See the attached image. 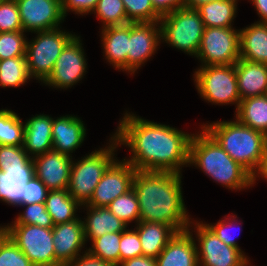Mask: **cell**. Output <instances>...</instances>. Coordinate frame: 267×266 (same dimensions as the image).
Returning a JSON list of instances; mask_svg holds the SVG:
<instances>
[{"label": "cell", "instance_id": "41", "mask_svg": "<svg viewBox=\"0 0 267 266\" xmlns=\"http://www.w3.org/2000/svg\"><path fill=\"white\" fill-rule=\"evenodd\" d=\"M0 266H34L25 254L8 237L0 246Z\"/></svg>", "mask_w": 267, "mask_h": 266}, {"label": "cell", "instance_id": "19", "mask_svg": "<svg viewBox=\"0 0 267 266\" xmlns=\"http://www.w3.org/2000/svg\"><path fill=\"white\" fill-rule=\"evenodd\" d=\"M34 173V163H14L5 170H0V201L9 206L23 205V187Z\"/></svg>", "mask_w": 267, "mask_h": 266}, {"label": "cell", "instance_id": "42", "mask_svg": "<svg viewBox=\"0 0 267 266\" xmlns=\"http://www.w3.org/2000/svg\"><path fill=\"white\" fill-rule=\"evenodd\" d=\"M32 158L23 146L0 145V170L5 171L10 164L29 163Z\"/></svg>", "mask_w": 267, "mask_h": 266}, {"label": "cell", "instance_id": "12", "mask_svg": "<svg viewBox=\"0 0 267 266\" xmlns=\"http://www.w3.org/2000/svg\"><path fill=\"white\" fill-rule=\"evenodd\" d=\"M81 37L76 35L58 56L49 77L43 82L52 89L67 90L87 74V59Z\"/></svg>", "mask_w": 267, "mask_h": 266}, {"label": "cell", "instance_id": "17", "mask_svg": "<svg viewBox=\"0 0 267 266\" xmlns=\"http://www.w3.org/2000/svg\"><path fill=\"white\" fill-rule=\"evenodd\" d=\"M32 160L35 176L49 191L67 189L73 158L52 149Z\"/></svg>", "mask_w": 267, "mask_h": 266}, {"label": "cell", "instance_id": "50", "mask_svg": "<svg viewBox=\"0 0 267 266\" xmlns=\"http://www.w3.org/2000/svg\"><path fill=\"white\" fill-rule=\"evenodd\" d=\"M215 0H184V7L189 9H197L201 5L207 4Z\"/></svg>", "mask_w": 267, "mask_h": 266}, {"label": "cell", "instance_id": "47", "mask_svg": "<svg viewBox=\"0 0 267 266\" xmlns=\"http://www.w3.org/2000/svg\"><path fill=\"white\" fill-rule=\"evenodd\" d=\"M262 178L263 180L267 181V143L265 146V150L263 153V156L260 160V163L257 167V169L255 170V172L252 174V186L254 187L256 181H258V179Z\"/></svg>", "mask_w": 267, "mask_h": 266}, {"label": "cell", "instance_id": "39", "mask_svg": "<svg viewBox=\"0 0 267 266\" xmlns=\"http://www.w3.org/2000/svg\"><path fill=\"white\" fill-rule=\"evenodd\" d=\"M23 31L15 0H0V33Z\"/></svg>", "mask_w": 267, "mask_h": 266}, {"label": "cell", "instance_id": "34", "mask_svg": "<svg viewBox=\"0 0 267 266\" xmlns=\"http://www.w3.org/2000/svg\"><path fill=\"white\" fill-rule=\"evenodd\" d=\"M91 14L102 22L101 28L130 23L122 0H99Z\"/></svg>", "mask_w": 267, "mask_h": 266}, {"label": "cell", "instance_id": "13", "mask_svg": "<svg viewBox=\"0 0 267 266\" xmlns=\"http://www.w3.org/2000/svg\"><path fill=\"white\" fill-rule=\"evenodd\" d=\"M160 44L161 30L159 21L129 23L127 73L134 75L157 53Z\"/></svg>", "mask_w": 267, "mask_h": 266}, {"label": "cell", "instance_id": "1", "mask_svg": "<svg viewBox=\"0 0 267 266\" xmlns=\"http://www.w3.org/2000/svg\"><path fill=\"white\" fill-rule=\"evenodd\" d=\"M112 135L119 146L130 149L124 160L137 171L182 173L183 167H189L191 132L126 111Z\"/></svg>", "mask_w": 267, "mask_h": 266}, {"label": "cell", "instance_id": "33", "mask_svg": "<svg viewBox=\"0 0 267 266\" xmlns=\"http://www.w3.org/2000/svg\"><path fill=\"white\" fill-rule=\"evenodd\" d=\"M107 208L128 226L131 222L135 223V225L140 222L138 198L133 188L127 193L118 196Z\"/></svg>", "mask_w": 267, "mask_h": 266}, {"label": "cell", "instance_id": "8", "mask_svg": "<svg viewBox=\"0 0 267 266\" xmlns=\"http://www.w3.org/2000/svg\"><path fill=\"white\" fill-rule=\"evenodd\" d=\"M193 80L200 97L212 105L240 104L235 64L200 66L194 71Z\"/></svg>", "mask_w": 267, "mask_h": 266}, {"label": "cell", "instance_id": "16", "mask_svg": "<svg viewBox=\"0 0 267 266\" xmlns=\"http://www.w3.org/2000/svg\"><path fill=\"white\" fill-rule=\"evenodd\" d=\"M52 232L55 266H64L87 253L84 225L81 217L68 223L54 225ZM83 248L86 250H83Z\"/></svg>", "mask_w": 267, "mask_h": 266}, {"label": "cell", "instance_id": "5", "mask_svg": "<svg viewBox=\"0 0 267 266\" xmlns=\"http://www.w3.org/2000/svg\"><path fill=\"white\" fill-rule=\"evenodd\" d=\"M105 147V148H104ZM73 160L67 190L81 205L86 204L108 167L117 159L118 140L111 135L106 146Z\"/></svg>", "mask_w": 267, "mask_h": 266}, {"label": "cell", "instance_id": "51", "mask_svg": "<svg viewBox=\"0 0 267 266\" xmlns=\"http://www.w3.org/2000/svg\"><path fill=\"white\" fill-rule=\"evenodd\" d=\"M9 237V224L1 225L0 224V246L5 242Z\"/></svg>", "mask_w": 267, "mask_h": 266}, {"label": "cell", "instance_id": "23", "mask_svg": "<svg viewBox=\"0 0 267 266\" xmlns=\"http://www.w3.org/2000/svg\"><path fill=\"white\" fill-rule=\"evenodd\" d=\"M235 71L241 100L267 94V64L239 58Z\"/></svg>", "mask_w": 267, "mask_h": 266}, {"label": "cell", "instance_id": "9", "mask_svg": "<svg viewBox=\"0 0 267 266\" xmlns=\"http://www.w3.org/2000/svg\"><path fill=\"white\" fill-rule=\"evenodd\" d=\"M187 230L195 235L199 266H250L244 251L226 245L205 222L193 220Z\"/></svg>", "mask_w": 267, "mask_h": 266}, {"label": "cell", "instance_id": "2", "mask_svg": "<svg viewBox=\"0 0 267 266\" xmlns=\"http://www.w3.org/2000/svg\"><path fill=\"white\" fill-rule=\"evenodd\" d=\"M182 173L136 171L132 188L140 210V221L159 222L177 232L188 229L193 219L188 215L182 191Z\"/></svg>", "mask_w": 267, "mask_h": 266}, {"label": "cell", "instance_id": "46", "mask_svg": "<svg viewBox=\"0 0 267 266\" xmlns=\"http://www.w3.org/2000/svg\"><path fill=\"white\" fill-rule=\"evenodd\" d=\"M64 266H112V265L102 261L101 259L92 257L88 253H85L77 257L74 261L66 263Z\"/></svg>", "mask_w": 267, "mask_h": 266}, {"label": "cell", "instance_id": "10", "mask_svg": "<svg viewBox=\"0 0 267 266\" xmlns=\"http://www.w3.org/2000/svg\"><path fill=\"white\" fill-rule=\"evenodd\" d=\"M196 58L200 66L235 64L240 58L239 30L205 27Z\"/></svg>", "mask_w": 267, "mask_h": 266}, {"label": "cell", "instance_id": "45", "mask_svg": "<svg viewBox=\"0 0 267 266\" xmlns=\"http://www.w3.org/2000/svg\"><path fill=\"white\" fill-rule=\"evenodd\" d=\"M155 10L161 15L184 7V0H151Z\"/></svg>", "mask_w": 267, "mask_h": 266}, {"label": "cell", "instance_id": "24", "mask_svg": "<svg viewBox=\"0 0 267 266\" xmlns=\"http://www.w3.org/2000/svg\"><path fill=\"white\" fill-rule=\"evenodd\" d=\"M86 218H82L86 243L106 233L123 232L128 225L116 217L107 207L82 205Z\"/></svg>", "mask_w": 267, "mask_h": 266}, {"label": "cell", "instance_id": "25", "mask_svg": "<svg viewBox=\"0 0 267 266\" xmlns=\"http://www.w3.org/2000/svg\"><path fill=\"white\" fill-rule=\"evenodd\" d=\"M240 58L253 63L267 64V23L254 22L239 29Z\"/></svg>", "mask_w": 267, "mask_h": 266}, {"label": "cell", "instance_id": "27", "mask_svg": "<svg viewBox=\"0 0 267 266\" xmlns=\"http://www.w3.org/2000/svg\"><path fill=\"white\" fill-rule=\"evenodd\" d=\"M44 203L54 225L68 223L78 219L79 215H77V212L82 207L69 194L67 189L48 191Z\"/></svg>", "mask_w": 267, "mask_h": 266}, {"label": "cell", "instance_id": "20", "mask_svg": "<svg viewBox=\"0 0 267 266\" xmlns=\"http://www.w3.org/2000/svg\"><path fill=\"white\" fill-rule=\"evenodd\" d=\"M156 266H199L194 236L188 230L177 232L156 257Z\"/></svg>", "mask_w": 267, "mask_h": 266}, {"label": "cell", "instance_id": "49", "mask_svg": "<svg viewBox=\"0 0 267 266\" xmlns=\"http://www.w3.org/2000/svg\"><path fill=\"white\" fill-rule=\"evenodd\" d=\"M256 9L260 20L257 22L267 23V0H249Z\"/></svg>", "mask_w": 267, "mask_h": 266}, {"label": "cell", "instance_id": "48", "mask_svg": "<svg viewBox=\"0 0 267 266\" xmlns=\"http://www.w3.org/2000/svg\"><path fill=\"white\" fill-rule=\"evenodd\" d=\"M119 266H156V258L147 256L135 257L121 262Z\"/></svg>", "mask_w": 267, "mask_h": 266}, {"label": "cell", "instance_id": "32", "mask_svg": "<svg viewBox=\"0 0 267 266\" xmlns=\"http://www.w3.org/2000/svg\"><path fill=\"white\" fill-rule=\"evenodd\" d=\"M24 122L11 109H0V145L23 146Z\"/></svg>", "mask_w": 267, "mask_h": 266}, {"label": "cell", "instance_id": "44", "mask_svg": "<svg viewBox=\"0 0 267 266\" xmlns=\"http://www.w3.org/2000/svg\"><path fill=\"white\" fill-rule=\"evenodd\" d=\"M99 0H61L62 12L64 17L67 16L68 12H74L75 15H89L91 14Z\"/></svg>", "mask_w": 267, "mask_h": 266}, {"label": "cell", "instance_id": "28", "mask_svg": "<svg viewBox=\"0 0 267 266\" xmlns=\"http://www.w3.org/2000/svg\"><path fill=\"white\" fill-rule=\"evenodd\" d=\"M235 118L267 137V94L240 101Z\"/></svg>", "mask_w": 267, "mask_h": 266}, {"label": "cell", "instance_id": "29", "mask_svg": "<svg viewBox=\"0 0 267 266\" xmlns=\"http://www.w3.org/2000/svg\"><path fill=\"white\" fill-rule=\"evenodd\" d=\"M239 0H215L201 5L196 10L205 27H233Z\"/></svg>", "mask_w": 267, "mask_h": 266}, {"label": "cell", "instance_id": "3", "mask_svg": "<svg viewBox=\"0 0 267 266\" xmlns=\"http://www.w3.org/2000/svg\"><path fill=\"white\" fill-rule=\"evenodd\" d=\"M189 144V167L204 172L217 184L229 190L252 188V175L233 160L218 142L201 126Z\"/></svg>", "mask_w": 267, "mask_h": 266}, {"label": "cell", "instance_id": "11", "mask_svg": "<svg viewBox=\"0 0 267 266\" xmlns=\"http://www.w3.org/2000/svg\"><path fill=\"white\" fill-rule=\"evenodd\" d=\"M9 237L34 266H55L52 228L9 224Z\"/></svg>", "mask_w": 267, "mask_h": 266}, {"label": "cell", "instance_id": "22", "mask_svg": "<svg viewBox=\"0 0 267 266\" xmlns=\"http://www.w3.org/2000/svg\"><path fill=\"white\" fill-rule=\"evenodd\" d=\"M103 57L113 68L127 73L129 23L101 28Z\"/></svg>", "mask_w": 267, "mask_h": 266}, {"label": "cell", "instance_id": "26", "mask_svg": "<svg viewBox=\"0 0 267 266\" xmlns=\"http://www.w3.org/2000/svg\"><path fill=\"white\" fill-rule=\"evenodd\" d=\"M134 228L138 232L143 256L156 258L177 231L164 223L140 221Z\"/></svg>", "mask_w": 267, "mask_h": 266}, {"label": "cell", "instance_id": "31", "mask_svg": "<svg viewBox=\"0 0 267 266\" xmlns=\"http://www.w3.org/2000/svg\"><path fill=\"white\" fill-rule=\"evenodd\" d=\"M121 240V232L106 233L101 237L93 239L91 247L87 248V253L95 258L101 259L112 266L120 264L119 244Z\"/></svg>", "mask_w": 267, "mask_h": 266}, {"label": "cell", "instance_id": "4", "mask_svg": "<svg viewBox=\"0 0 267 266\" xmlns=\"http://www.w3.org/2000/svg\"><path fill=\"white\" fill-rule=\"evenodd\" d=\"M238 164L251 175L263 156L267 137L254 129L233 121H215L201 125Z\"/></svg>", "mask_w": 267, "mask_h": 266}, {"label": "cell", "instance_id": "36", "mask_svg": "<svg viewBox=\"0 0 267 266\" xmlns=\"http://www.w3.org/2000/svg\"><path fill=\"white\" fill-rule=\"evenodd\" d=\"M130 23L155 22L161 15L155 10L151 0H122Z\"/></svg>", "mask_w": 267, "mask_h": 266}, {"label": "cell", "instance_id": "38", "mask_svg": "<svg viewBox=\"0 0 267 266\" xmlns=\"http://www.w3.org/2000/svg\"><path fill=\"white\" fill-rule=\"evenodd\" d=\"M238 220V216L236 214H229V215H225L223 218H221L218 222L216 223H205L215 234L216 236L223 241L226 245L231 246V247H235L239 250L242 251V249L240 248L238 242H236V237L233 236L234 233H230L231 229L234 228V226L240 227V231L242 230V223L241 221ZM241 223V224H240ZM241 226H240V225ZM236 228V229H237Z\"/></svg>", "mask_w": 267, "mask_h": 266}, {"label": "cell", "instance_id": "7", "mask_svg": "<svg viewBox=\"0 0 267 266\" xmlns=\"http://www.w3.org/2000/svg\"><path fill=\"white\" fill-rule=\"evenodd\" d=\"M62 27L34 32L36 36L27 40L26 61L29 75L41 84L51 74L55 62L65 46L76 36Z\"/></svg>", "mask_w": 267, "mask_h": 266}, {"label": "cell", "instance_id": "40", "mask_svg": "<svg viewBox=\"0 0 267 266\" xmlns=\"http://www.w3.org/2000/svg\"><path fill=\"white\" fill-rule=\"evenodd\" d=\"M119 250L120 263L127 259L143 256L141 242L135 228L129 229L127 227L121 232Z\"/></svg>", "mask_w": 267, "mask_h": 266}, {"label": "cell", "instance_id": "43", "mask_svg": "<svg viewBox=\"0 0 267 266\" xmlns=\"http://www.w3.org/2000/svg\"><path fill=\"white\" fill-rule=\"evenodd\" d=\"M23 205L45 202L48 189L35 175L23 187Z\"/></svg>", "mask_w": 267, "mask_h": 266}, {"label": "cell", "instance_id": "14", "mask_svg": "<svg viewBox=\"0 0 267 266\" xmlns=\"http://www.w3.org/2000/svg\"><path fill=\"white\" fill-rule=\"evenodd\" d=\"M136 169L124 159H116L104 172L90 200L92 207H107L118 196L132 189Z\"/></svg>", "mask_w": 267, "mask_h": 266}, {"label": "cell", "instance_id": "30", "mask_svg": "<svg viewBox=\"0 0 267 266\" xmlns=\"http://www.w3.org/2000/svg\"><path fill=\"white\" fill-rule=\"evenodd\" d=\"M29 75L26 57H13L0 60V86L18 88L28 83Z\"/></svg>", "mask_w": 267, "mask_h": 266}, {"label": "cell", "instance_id": "6", "mask_svg": "<svg viewBox=\"0 0 267 266\" xmlns=\"http://www.w3.org/2000/svg\"><path fill=\"white\" fill-rule=\"evenodd\" d=\"M159 24L162 43L196 58L205 29L196 9H176L163 15Z\"/></svg>", "mask_w": 267, "mask_h": 266}, {"label": "cell", "instance_id": "18", "mask_svg": "<svg viewBox=\"0 0 267 266\" xmlns=\"http://www.w3.org/2000/svg\"><path fill=\"white\" fill-rule=\"evenodd\" d=\"M86 126L77 115H63L53 118V150L72 157V153L82 146L86 137Z\"/></svg>", "mask_w": 267, "mask_h": 266}, {"label": "cell", "instance_id": "37", "mask_svg": "<svg viewBox=\"0 0 267 266\" xmlns=\"http://www.w3.org/2000/svg\"><path fill=\"white\" fill-rule=\"evenodd\" d=\"M25 33L23 31L0 33V60L25 57L28 40Z\"/></svg>", "mask_w": 267, "mask_h": 266}, {"label": "cell", "instance_id": "35", "mask_svg": "<svg viewBox=\"0 0 267 266\" xmlns=\"http://www.w3.org/2000/svg\"><path fill=\"white\" fill-rule=\"evenodd\" d=\"M19 207L25 209L17 215V218H15L14 221L8 224L38 225L43 228L54 227L52 218L47 212L44 202L20 205Z\"/></svg>", "mask_w": 267, "mask_h": 266}, {"label": "cell", "instance_id": "21", "mask_svg": "<svg viewBox=\"0 0 267 266\" xmlns=\"http://www.w3.org/2000/svg\"><path fill=\"white\" fill-rule=\"evenodd\" d=\"M53 118L47 114L32 115L24 123L23 148L33 158L53 149Z\"/></svg>", "mask_w": 267, "mask_h": 266}, {"label": "cell", "instance_id": "15", "mask_svg": "<svg viewBox=\"0 0 267 266\" xmlns=\"http://www.w3.org/2000/svg\"><path fill=\"white\" fill-rule=\"evenodd\" d=\"M23 32L48 31L62 27L65 17L61 0H15Z\"/></svg>", "mask_w": 267, "mask_h": 266}]
</instances>
